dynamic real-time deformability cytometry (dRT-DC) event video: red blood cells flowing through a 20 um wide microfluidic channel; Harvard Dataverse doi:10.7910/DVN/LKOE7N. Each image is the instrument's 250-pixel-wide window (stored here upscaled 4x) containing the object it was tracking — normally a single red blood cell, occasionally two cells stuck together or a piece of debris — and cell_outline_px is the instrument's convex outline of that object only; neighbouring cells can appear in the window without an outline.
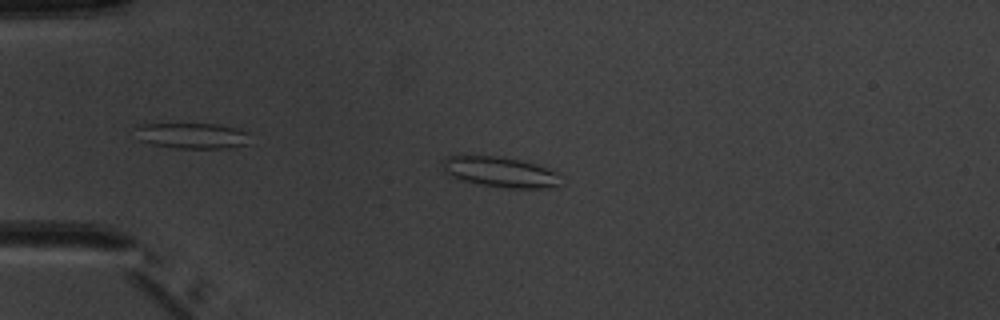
{"species": "common noctule bat (a hibernating species)", "species_latin": "Nyctalus noctula", "temperature_condition": "warm", "stored_images_in_passage": 5, "camera_frame_rate_fps": 3000, "um_per_image_px": 0.085, "animal": {"sex": "male", "body_mass_g": 20.1, "forearm_length_mm": 53.5}, "frame": {"image": 1, "passage_image": 4, "time_ms": 3.667, "image_size_px": [1000, 320], "cell_outline_px": [[560, 184], [556, 188], [508, 188], [480, 184], [460, 180], [444, 172], [440, 160], [444, 156], [496, 156], [520, 160], [560, 172]], "centroid_in_image_um": [42.52, 14.63], "position_along_channel_um": 42.5, "area_um2": 21.1}}